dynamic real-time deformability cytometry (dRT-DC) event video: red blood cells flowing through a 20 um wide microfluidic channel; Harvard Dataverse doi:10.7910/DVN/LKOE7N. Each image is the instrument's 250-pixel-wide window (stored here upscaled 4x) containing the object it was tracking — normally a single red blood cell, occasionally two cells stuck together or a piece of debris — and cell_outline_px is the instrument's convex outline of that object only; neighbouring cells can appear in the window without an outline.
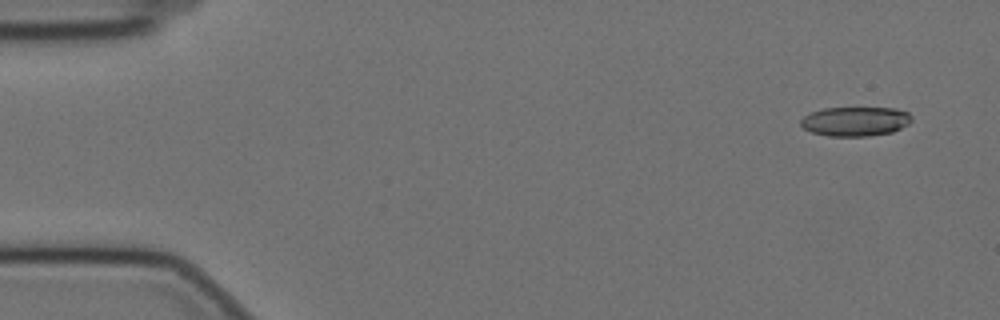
{"species": "Egyptian fruit bat (a non-hibernating species)", "species_latin": "Rousettus aegyptiacus", "temperature_condition": "cold", "stored_images_in_passage": 58, "camera_frame_rate_fps": 3000, "um_per_image_px": 0.085, "animal": {"sex": "female"}, "frame": {"image": 1, "passage_image": 4, "time_ms": 1.0, "image_size_px": [1000, 320], "cell_outline_px": [[912, 120], [908, 124], [892, 132], [868, 136], [828, 136], [812, 132], [804, 128], [800, 124], [800, 120], [804, 116], [812, 112], [824, 108], [896, 108], [908, 112], [912, 116]], "centroid_in_image_um": [72.71, 10.31], "position_along_channel_um": 12.3, "area_um2": 18.96}}
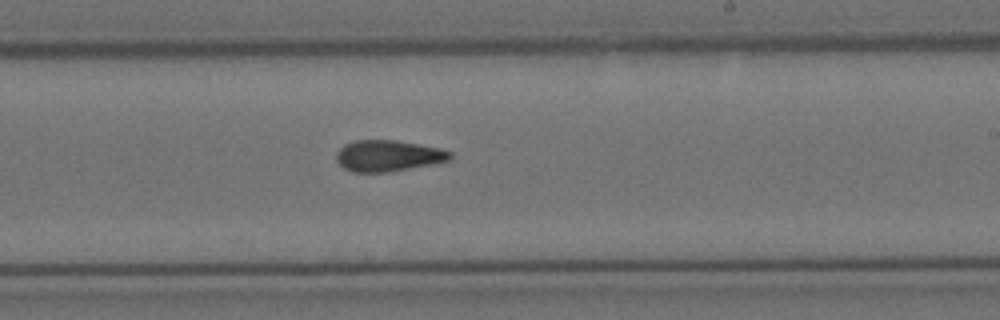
{"frame": {"image": 2, "passage_image": 35, "time_ms": 11.333, "image_size_px": [1000, 320], "cell_outline_px": [[452, 156], [448, 160], [388, 172], [352, 172], [344, 168], [336, 160], [336, 152], [344, 144], [356, 140], [396, 140], [440, 148], [452, 152]], "centroid_in_image_um": [32.94, 13.23], "position_along_channel_um": 256.1, "area_um2": 20.46}}
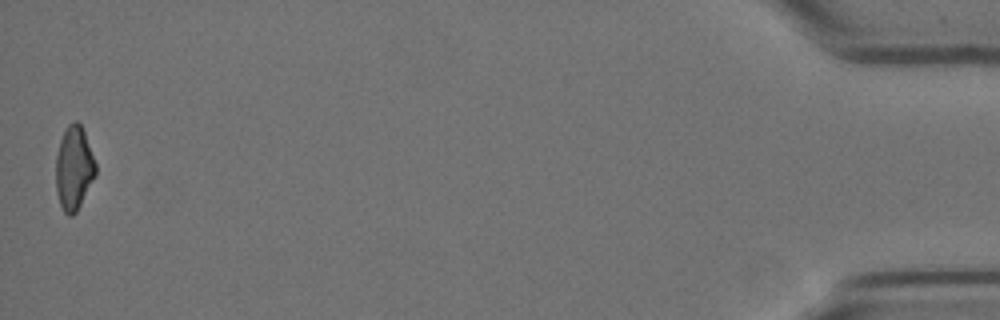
{"frame": {"image": 3, "passage_image": 58, "time_ms": 19.0, "image_size_px": [1000, 320], "cell_outline_px": [[96, 176], [76, 212], [72, 216], [68, 216], [64, 212], [60, 204], [56, 192], [56, 156], [60, 140], [68, 124], [76, 120], [80, 124], [84, 132], [96, 164]], "centroid_in_image_um": [6.28, 14.31], "position_along_channel_um": 428.9, "area_um2": 19.36}, "authors_computed_cell_mechanics": {"area_um2": 20.4901, "velocity_mm_per_s": 3.4886, "shape_relaxation_time_tau1_ms": null, "shape_relaxation_time_tau2_ms": 4.8644, "deformation_change_tau1": null, "deformation_change_tau2": 0.1296}}